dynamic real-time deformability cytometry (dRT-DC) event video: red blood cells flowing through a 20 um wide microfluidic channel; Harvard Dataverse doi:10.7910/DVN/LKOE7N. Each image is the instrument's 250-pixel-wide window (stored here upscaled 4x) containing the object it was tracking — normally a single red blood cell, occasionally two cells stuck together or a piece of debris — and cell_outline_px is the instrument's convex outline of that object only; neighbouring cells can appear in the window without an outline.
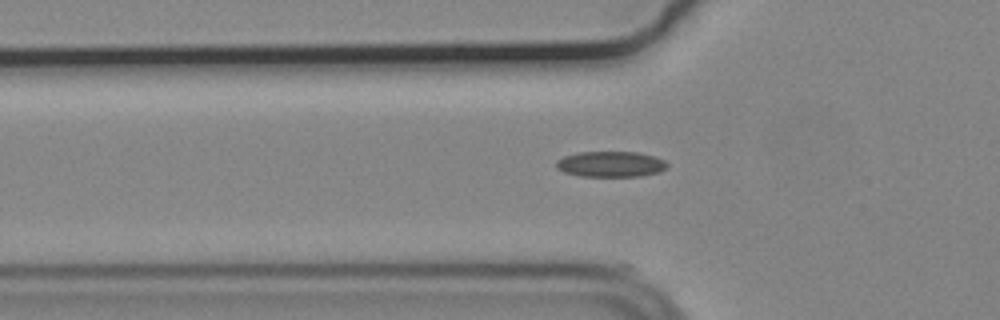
{"species": "common noctule bat (a hibernating species)", "species_latin": "Nyctalus noctula", "temperature_condition": "cold", "stored_images_in_passage": 42, "camera_frame_rate_fps": 3000, "um_per_image_px": 0.085, "animal": {"sex": "male", "body_mass_g": 19.2, "forearm_length_mm": 51.8}, "frame": {"image": 1, "passage_image": 8, "time_ms": 2.333, "image_size_px": [1000, 320], "cell_outline_px": [[668, 164], [660, 172], [640, 176], [580, 176], [564, 172], [556, 168], [556, 160], [564, 156], [580, 152], [636, 152], [652, 156], [664, 160]], "centroid_in_image_um": [51.87, 13.95], "position_along_channel_um": 73.9, "area_um2": 16.47}}
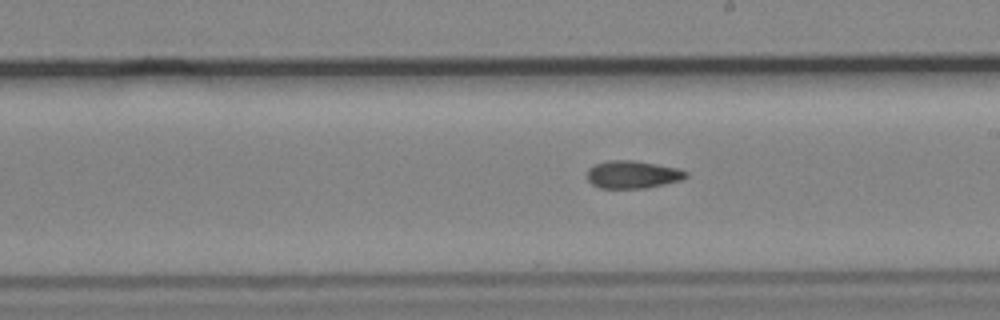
{"frame": {"image": 2, "passage_image": 21, "time_ms": 6.667, "image_size_px": [1000, 320], "cell_outline_px": [[688, 176], [680, 180], [664, 184], [644, 188], [600, 188], [592, 184], [588, 180], [588, 168], [592, 164], [608, 160], [632, 160], [656, 164], [676, 168], [688, 172]], "centroid_in_image_um": [53.73, 14.83], "position_along_channel_um": 235.3, "area_um2": 15.9}}
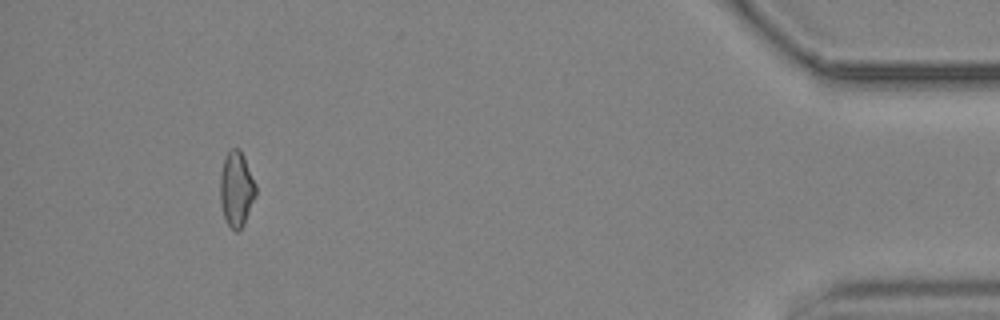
{"frame": {"image": 3, "passage_image": 41, "time_ms": 13.333, "image_size_px": [1000, 320], "cell_outline_px": [[256, 196], [244, 224], [240, 232], [236, 232], [228, 224], [224, 216], [220, 204], [220, 176], [224, 156], [232, 148], [240, 148], [244, 156], [256, 184]], "centroid_in_image_um": [20.1, 16.07], "position_along_channel_um": 415.1, "area_um2": 15.84}}